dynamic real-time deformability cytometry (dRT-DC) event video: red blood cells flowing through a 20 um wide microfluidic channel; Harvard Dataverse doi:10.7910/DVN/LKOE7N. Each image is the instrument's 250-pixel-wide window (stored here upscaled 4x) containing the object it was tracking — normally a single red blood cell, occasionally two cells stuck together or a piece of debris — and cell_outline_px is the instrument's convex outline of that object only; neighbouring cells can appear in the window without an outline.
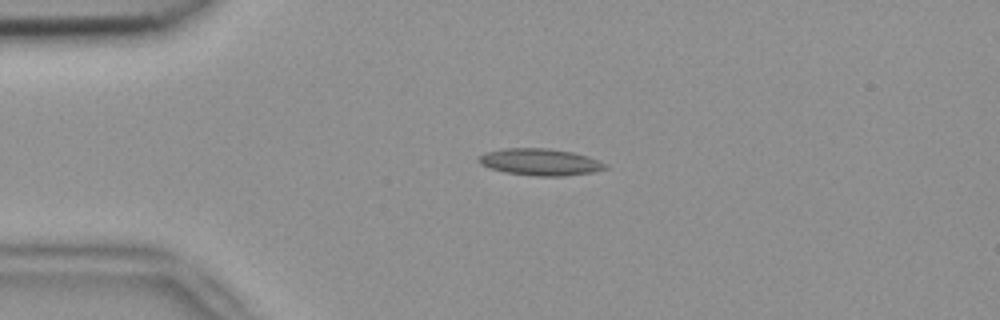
{"species": "common noctule bat (a hibernating species)", "species_latin": "Nyctalus noctula", "temperature_condition": "room temperature", "stored_images_in_passage": 3, "camera_frame_rate_fps": 3000, "um_per_image_px": 0.085, "animal": {"sex": "female", "body_mass_g": 18.4}, "frame": {"image": 1, "passage_image": 2, "time_ms": 0.333, "image_size_px": [1000, 320], "cell_outline_px": [[608, 168], [592, 172], [564, 176], [536, 176], [504, 172], [488, 168], [480, 164], [476, 160], [480, 156], [488, 152], [504, 148], [544, 148], [572, 152], [588, 156], [600, 160], [608, 164]], "centroid_in_image_um": [45.93, 13.78], "position_along_channel_um": 39.1, "area_um2": 19.83}}